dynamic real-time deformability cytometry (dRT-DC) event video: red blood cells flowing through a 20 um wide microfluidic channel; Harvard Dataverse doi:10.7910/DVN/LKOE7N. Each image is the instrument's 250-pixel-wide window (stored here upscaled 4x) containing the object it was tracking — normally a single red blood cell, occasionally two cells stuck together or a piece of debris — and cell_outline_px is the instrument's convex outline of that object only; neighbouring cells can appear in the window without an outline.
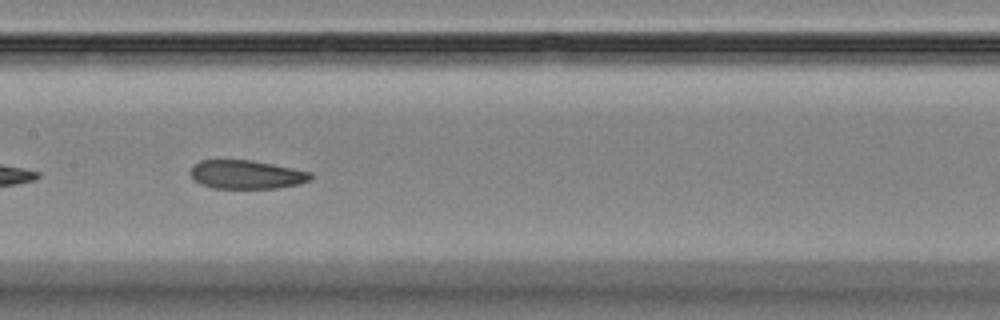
{"species": "Egyptian fruit bat (a non-hibernating species)", "species_latin": "Rousettus aegyptiacus", "temperature_condition": "room temperature", "stored_images_in_passage": 39, "camera_frame_rate_fps": 3000, "um_per_image_px": 0.085, "animal": {"sex": "female"}, "frame": {"image": 1, "passage_image": 12, "time_ms": 3.667, "image_size_px": [1000, 320], "cell_outline_px": [[312, 180], [300, 184], [276, 188], [212, 188], [200, 184], [188, 172], [192, 164], [200, 160], [252, 160], [312, 172]], "centroid_in_image_um": [20.93, 14.83], "position_along_channel_um": 186.5, "area_um2": 20.23}, "authors_computed_cell_mechanics": {"area_um2": 21.2126, "velocity_mm_per_s": 3.5807, "shape_relaxation_time_tau1_ms": null, "shape_relaxation_time_tau2_ms": 3.598, "deformation_change_tau1": null, "deformation_change_tau2": 0.1}}